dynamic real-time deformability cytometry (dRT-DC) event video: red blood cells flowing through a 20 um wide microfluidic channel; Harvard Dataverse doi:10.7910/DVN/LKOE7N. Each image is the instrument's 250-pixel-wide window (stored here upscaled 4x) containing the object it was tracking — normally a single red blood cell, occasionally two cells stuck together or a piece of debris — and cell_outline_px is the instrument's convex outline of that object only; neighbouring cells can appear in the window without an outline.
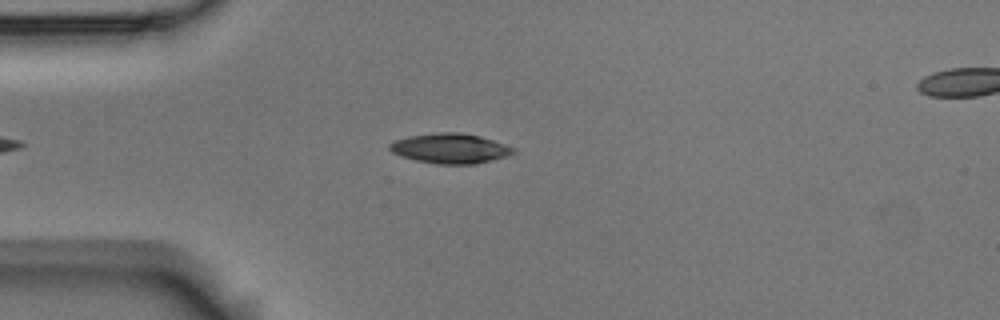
{"species": "Egyptian fruit bat (a non-hibernating species)", "species_latin": "Rousettus aegyptiacus", "temperature_condition": "room temperature", "stored_images_in_passage": 6, "camera_frame_rate_fps": 3000, "um_per_image_px": 0.085, "animal": {"sex": "male"}, "frame": {"image": 1, "passage_image": 1, "time_ms": 0.0, "image_size_px": [1000, 320], "cell_outline_px": [[516, 152], [508, 156], [476, 164], [436, 164], [416, 160], [392, 152], [388, 148], [388, 144], [396, 140], [408, 136], [440, 132], [460, 132], [480, 136], [504, 144], [512, 148]], "centroid_in_image_um": [38.26, 12.61], "position_along_channel_um": 46.7, "area_um2": 21.44}}
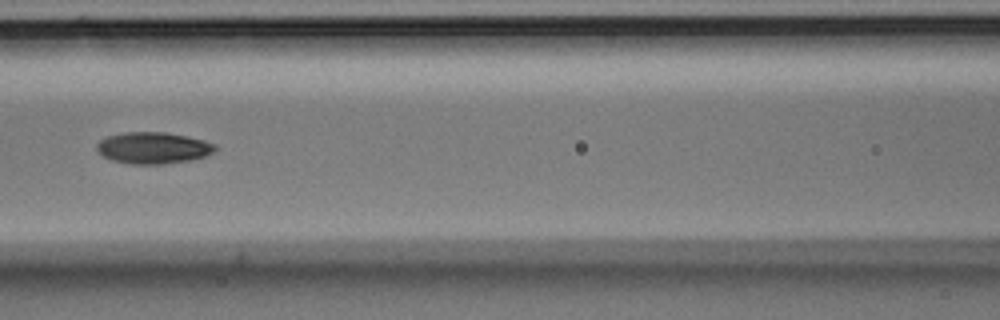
{"frame": {"image": 2, "passage_image": 4, "time_ms": 1.0, "image_size_px": [1000, 320], "cell_outline_px": [[216, 148], [208, 156], [192, 160], [164, 164], [132, 164], [112, 160], [96, 152], [96, 144], [104, 136], [124, 132], [164, 132], [188, 136], [204, 140], [216, 144]], "centroid_in_image_um": [13.01, 12.57], "position_along_channel_um": 153.6, "area_um2": 22.08}}
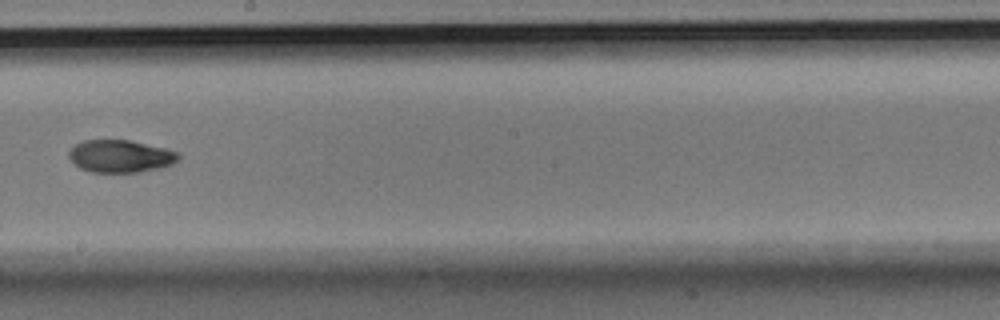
{"frame": {"image": 3, "passage_image": 6, "time_ms": 1.667, "image_size_px": [1000, 320], "cell_outline_px": [[180, 156], [172, 164], [160, 168], [140, 172], [92, 172], [80, 168], [68, 156], [68, 152], [76, 144], [84, 140], [128, 140], [164, 148], [180, 152]], "centroid_in_image_um": [10.25, 13.28], "position_along_channel_um": 238.0, "area_um2": 20.58}}